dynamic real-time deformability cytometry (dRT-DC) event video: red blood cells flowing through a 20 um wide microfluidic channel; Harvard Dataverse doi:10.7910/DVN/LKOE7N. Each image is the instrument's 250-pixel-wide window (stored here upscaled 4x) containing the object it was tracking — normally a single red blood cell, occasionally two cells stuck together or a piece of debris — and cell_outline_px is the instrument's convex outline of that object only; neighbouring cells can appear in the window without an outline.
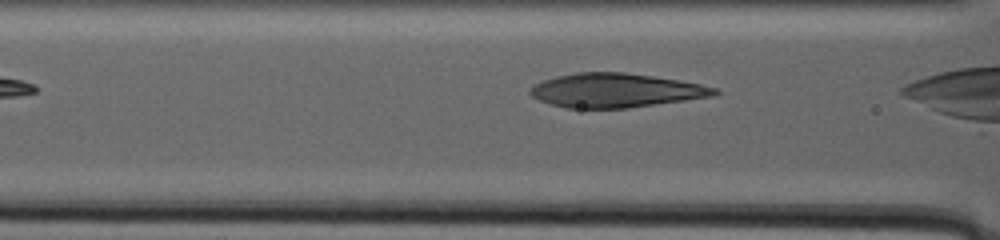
{"species": "human", "species_latin": "Homo sapiens", "temperature_condition": "warm", "stored_images_in_passage": 26, "camera_frame_rate_fps": 3000, "um_per_image_px": 0.085, "donor": {"sex": "male"}, "frame": {"image": 1, "passage_image": 5, "time_ms": 3.0, "image_size_px": [1000, 240], "cell_outline_px": [[720, 92], [716, 96], [628, 108], [568, 108], [552, 104], [540, 100], [532, 96], [528, 92], [528, 88], [544, 80], [556, 76], [576, 72], [624, 72], [680, 80], [700, 84], [716, 88]], "centroid_in_image_um": [52.36, 7.68], "position_along_channel_um": 114.2, "area_um2": 36.59}}
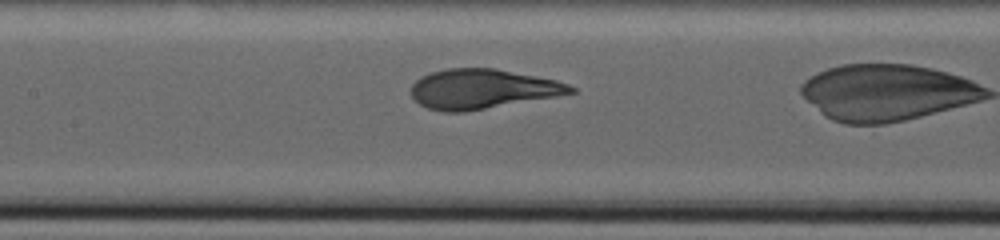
{"frame": {"image": 2, "passage_image": 8, "time_ms": 5.667, "image_size_px": [1000, 240], "cell_outline_px": [[576, 92], [556, 96], [464, 112], [444, 112], [428, 108], [420, 104], [408, 92], [412, 84], [420, 76], [432, 72], [448, 68], [496, 68], [556, 80], [568, 84], [576, 88]], "centroid_in_image_um": [40.96, 7.56], "position_along_channel_um": 166.4, "area_um2": 36.82}}
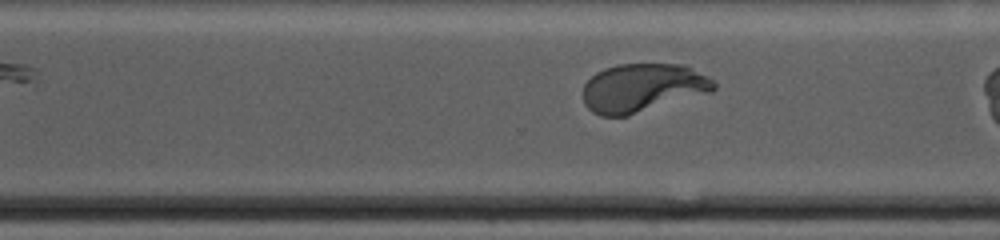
{"frame": {"image": 3, "passage_image": 19, "time_ms": 13.333, "image_size_px": [1000, 240], "cell_outline_px": [[716, 88], [712, 92], [628, 116], [600, 116], [592, 112], [584, 104], [584, 84], [596, 72], [604, 68], [620, 64], [688, 64], [712, 80], [716, 84]], "centroid_in_image_um": [54.64, 7.47], "position_along_channel_um": 316.0, "area_um2": 37.28}}